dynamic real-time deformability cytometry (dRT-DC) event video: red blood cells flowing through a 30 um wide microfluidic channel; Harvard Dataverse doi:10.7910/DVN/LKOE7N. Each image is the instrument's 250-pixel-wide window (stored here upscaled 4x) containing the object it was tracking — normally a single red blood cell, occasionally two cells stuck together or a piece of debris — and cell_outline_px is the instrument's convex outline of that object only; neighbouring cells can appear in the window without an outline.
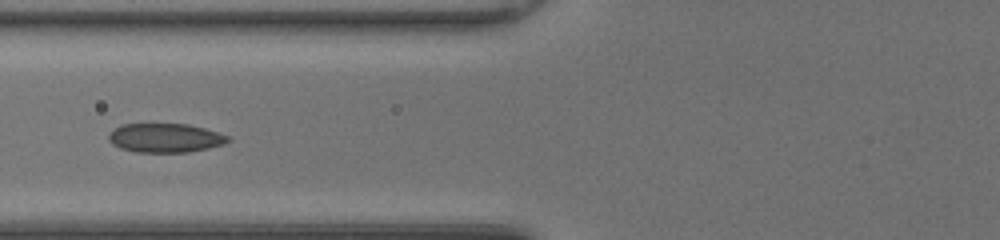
{"species": "common noctule bat (a hibernating species)", "species_latin": "Nyctalus noctula", "temperature_condition": "room temperature", "stored_images_in_passage": 9, "camera_frame_rate_fps": 3000, "um_per_image_px": 0.085, "animal": {"sex": "female", "body_mass_g": 20.0, "forearm_length_mm": 54.0}, "frame": {"image": 1, "passage_image": 7, "time_ms": 2.0, "image_size_px": [1000, 240], "cell_outline_px": [[232, 140], [224, 144], [208, 148], [188, 152], [136, 152], [120, 148], [112, 144], [108, 140], [108, 136], [120, 124], [188, 124], [220, 132], [232, 136]], "centroid_in_image_um": [14.1, 11.72], "position_along_channel_um": 111.7, "area_um2": 20.35}}